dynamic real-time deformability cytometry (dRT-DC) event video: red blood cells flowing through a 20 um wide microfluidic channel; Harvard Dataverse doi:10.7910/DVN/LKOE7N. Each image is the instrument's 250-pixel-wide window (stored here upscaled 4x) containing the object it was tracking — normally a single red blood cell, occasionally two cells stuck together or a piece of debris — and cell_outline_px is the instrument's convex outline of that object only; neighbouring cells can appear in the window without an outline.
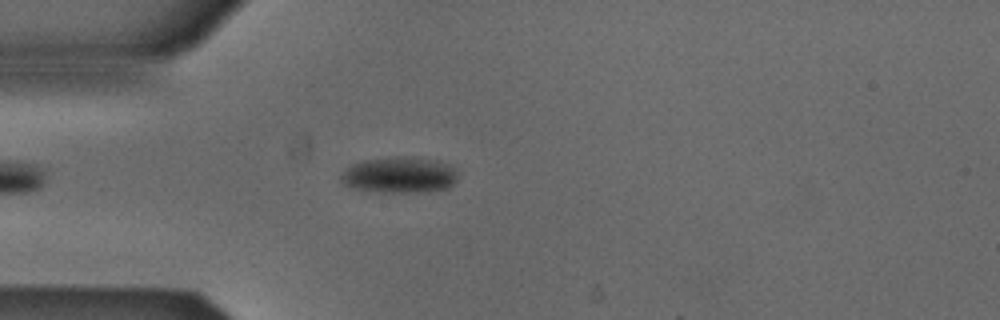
{"species": "Egyptian fruit bat (a non-hibernating species)", "species_latin": "Rousettus aegyptiacus", "temperature_condition": "cold", "stored_images_in_passage": 42, "camera_frame_rate_fps": 3000, "um_per_image_px": 0.085, "animal": {"sex": "male"}, "frame": {"image": 1, "passage_image": 4, "time_ms": 1.0, "image_size_px": [1000, 320], "cell_outline_px": [[456, 180], [448, 188], [420, 192], [380, 192], [352, 188], [344, 184], [340, 180], [340, 176], [352, 164], [364, 160], [392, 156], [404, 156], [436, 160], [456, 168]], "centroid_in_image_um": [33.94, 14.87], "position_along_channel_um": 51.1, "area_um2": 24.51}}
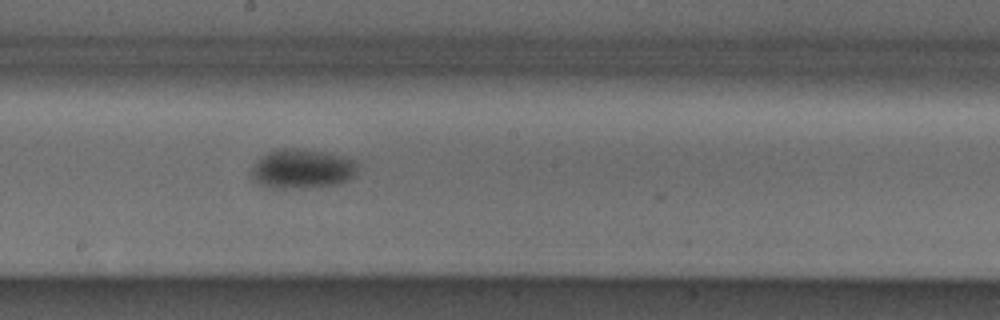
{"frame": {"image": 2, "passage_image": 18, "time_ms": 5.667, "image_size_px": [1000, 320], "cell_outline_px": [[360, 164], [356, 172], [348, 180], [336, 184], [308, 188], [264, 188], [252, 176], [252, 168], [268, 152], [284, 148], [296, 148], [328, 152], [356, 160]], "centroid_in_image_um": [25.74, 14.36], "position_along_channel_um": 222.5, "area_um2": 24.39}}
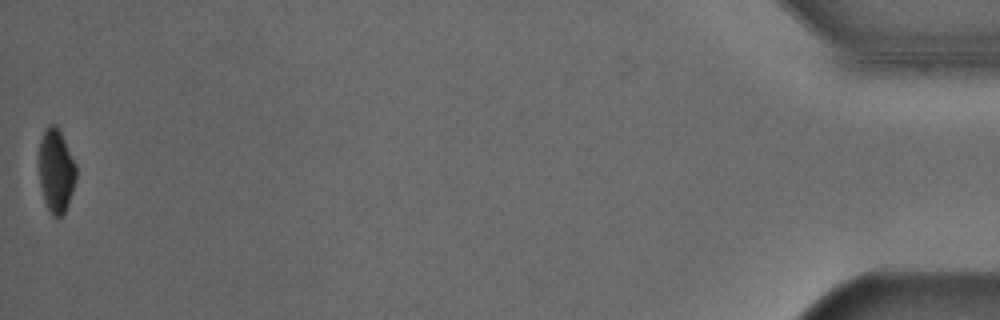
{"frame": {"image": 3, "passage_image": 42, "time_ms": 13.667, "image_size_px": [1000, 320], "cell_outline_px": [[76, 180], [68, 204], [64, 212], [56, 220], [52, 216], [44, 200], [40, 184], [40, 140], [48, 124], [56, 124], [60, 128], [76, 164]], "centroid_in_image_um": [4.79, 14.49], "position_along_channel_um": 430.4, "area_um2": 18.15}, "authors_computed_cell_mechanics": {"area_um2": 23.4957, "velocity_mm_per_s": 3.8773, "shape_relaxation_time_tau1_ms": 3.5752, "shape_relaxation_time_tau2_ms": null, "deformation_change_tau1": 0.0739, "deformation_change_tau2": null}}